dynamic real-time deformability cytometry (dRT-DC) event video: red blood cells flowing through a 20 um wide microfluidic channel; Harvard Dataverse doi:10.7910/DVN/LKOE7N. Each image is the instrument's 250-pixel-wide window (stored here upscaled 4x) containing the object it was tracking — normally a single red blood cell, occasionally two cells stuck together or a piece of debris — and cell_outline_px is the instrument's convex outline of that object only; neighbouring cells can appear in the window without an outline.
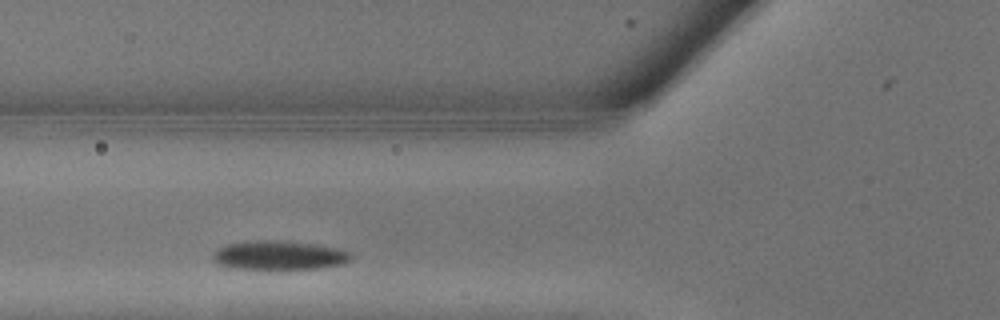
{"species": "common noctule bat (a hibernating species)", "species_latin": "Nyctalus noctula", "temperature_condition": "warm", "stored_images_in_passage": 6, "camera_frame_rate_fps": 3000, "um_per_image_px": 0.085, "animal": {"sex": "male", "body_mass_g": 13.3}, "frame": {"image": 1, "passage_image": 3, "time_ms": 0.667, "image_size_px": [1000, 320], "cell_outline_px": [[352, 260], [340, 264], [320, 268], [236, 268], [220, 264], [212, 256], [216, 248], [228, 244], [244, 240], [288, 240], [336, 248], [348, 252], [352, 256]], "centroid_in_image_um": [23.71, 21.67], "position_along_channel_um": 102.1, "area_um2": 23.06}}
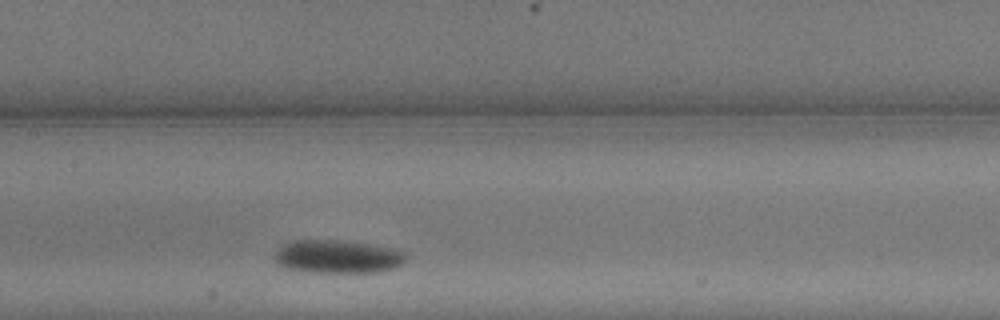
{"frame": {"image": 2, "passage_image": 6, "time_ms": 1.667, "image_size_px": [1000, 320], "cell_outline_px": [[404, 260], [400, 264], [392, 268], [380, 272], [312, 272], [288, 268], [276, 264], [272, 256], [284, 244], [292, 240], [348, 240], [388, 248], [404, 252]], "centroid_in_image_um": [28.62, 21.81], "position_along_channel_um": 178.8, "area_um2": 25.2}}